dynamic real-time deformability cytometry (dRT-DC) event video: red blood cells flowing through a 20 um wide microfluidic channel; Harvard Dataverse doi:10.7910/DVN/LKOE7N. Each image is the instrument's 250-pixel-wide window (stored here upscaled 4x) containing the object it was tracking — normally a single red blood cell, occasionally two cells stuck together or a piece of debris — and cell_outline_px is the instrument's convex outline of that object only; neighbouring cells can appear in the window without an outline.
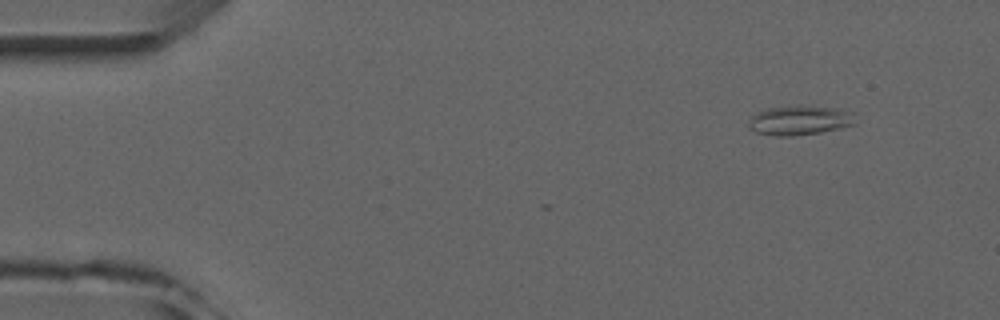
{"species": "common noctule bat (a hibernating species)", "species_latin": "Nyctalus noctula", "temperature_condition": "room temperature", "stored_images_in_passage": 6, "segment_of_instrument_passage": [2, 2], "camera_frame_rate_fps": 3000, "um_per_image_px": 0.085, "animal": {"sex": "male", "forearm_length_mm": 52.5}, "frame": {"image": 1, "passage_image": 6, "time_ms": 5.667, "image_size_px": [1000, 320], "cell_outline_px": [[856, 124], [840, 128], [820, 132], [792, 136], [772, 136], [756, 132], [748, 128], [748, 124], [752, 116], [756, 112], [764, 108], [800, 104], [804, 104], [844, 108], [852, 112]], "centroid_in_image_um": [67.98, 10.19], "position_along_channel_um": 17.0, "area_um2": 19.02}}